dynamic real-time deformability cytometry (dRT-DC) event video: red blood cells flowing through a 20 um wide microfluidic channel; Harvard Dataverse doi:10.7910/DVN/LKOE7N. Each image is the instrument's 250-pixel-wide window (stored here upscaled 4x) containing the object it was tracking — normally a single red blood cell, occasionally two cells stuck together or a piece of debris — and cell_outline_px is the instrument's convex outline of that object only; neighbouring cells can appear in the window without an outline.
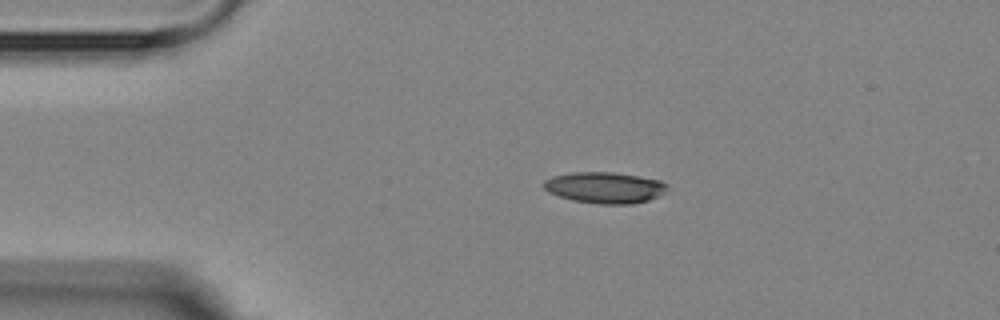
{"species": "Egyptian fruit bat (a non-hibernating species)", "species_latin": "Rousettus aegyptiacus", "temperature_condition": "room temperature", "stored_images_in_passage": 9, "camera_frame_rate_fps": 3000, "um_per_image_px": 0.085, "animal": {"sex": "female"}, "frame": {"image": 1, "passage_image": 2, "time_ms": 1.0, "image_size_px": [1000, 320], "cell_outline_px": [[668, 188], [660, 196], [648, 200], [632, 204], [600, 204], [572, 200], [548, 192], [544, 188], [544, 180], [552, 176], [572, 172], [612, 172], [660, 180], [668, 184]], "centroid_in_image_um": [51.41, 15.95], "position_along_channel_um": 33.6, "area_um2": 22.43}}
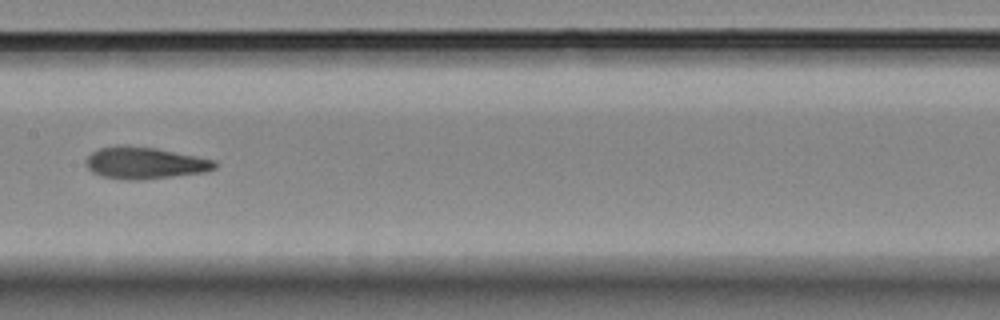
{"frame": {"image": 2, "passage_image": 7, "time_ms": 6.667, "image_size_px": [1000, 320], "cell_outline_px": [[216, 168], [204, 172], [172, 176], [136, 180], [128, 180], [104, 176], [92, 172], [88, 168], [88, 156], [92, 152], [100, 148], [120, 144], [156, 148], [216, 160]], "centroid_in_image_um": [12.32, 13.84], "position_along_channel_um": 195.1, "area_um2": 23.58}}
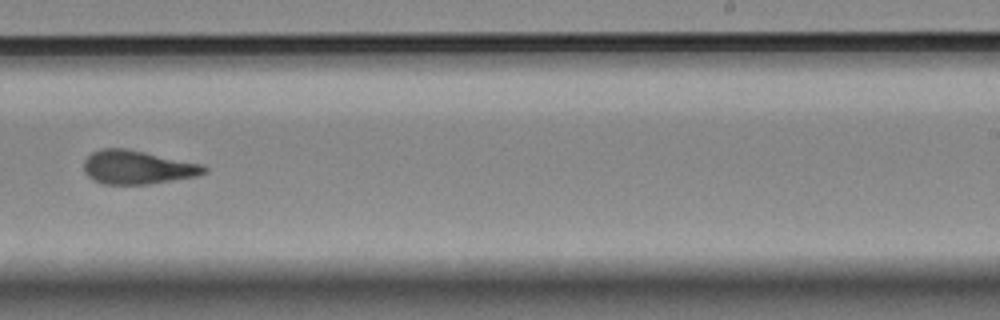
{"frame": {"image": 3, "passage_image": 9, "time_ms": 9.0, "image_size_px": [1000, 320], "cell_outline_px": [[208, 172], [200, 176], [148, 184], [104, 184], [92, 180], [84, 172], [84, 160], [92, 152], [100, 148], [128, 148], [204, 164], [208, 168]], "centroid_in_image_um": [11.72, 14.21], "position_along_channel_um": 277.3, "area_um2": 24.04}}